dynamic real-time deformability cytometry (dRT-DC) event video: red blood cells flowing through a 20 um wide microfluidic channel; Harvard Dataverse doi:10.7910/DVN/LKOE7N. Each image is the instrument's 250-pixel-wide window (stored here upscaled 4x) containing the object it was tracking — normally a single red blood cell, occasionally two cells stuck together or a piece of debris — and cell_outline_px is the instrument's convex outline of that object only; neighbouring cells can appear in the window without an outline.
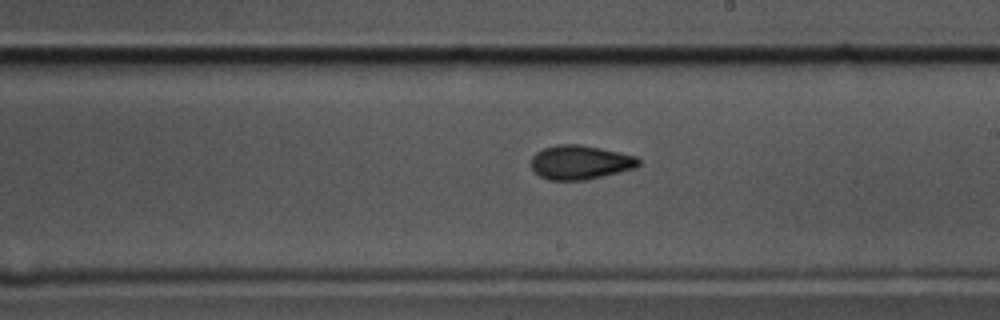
{"species": "common noctule bat (a hibernating species)", "species_latin": "Nyctalus noctula", "temperature_condition": "cold", "stored_images_in_passage": 31, "camera_frame_rate_fps": 3000, "um_per_image_px": 0.085, "animal": {"sex": "male", "body_mass_g": 17.5, "forearm_length_mm": 52.3}, "frame": {"image": 1, "passage_image": 17, "time_ms": 5.333, "image_size_px": [1000, 320], "cell_outline_px": [[640, 164], [636, 168], [584, 180], [548, 180], [540, 176], [532, 168], [532, 156], [536, 152], [544, 148], [556, 144], [580, 144], [600, 148], [636, 156], [640, 160]], "centroid_in_image_um": [49.31, 13.79], "position_along_channel_um": 239.7, "area_um2": 21.27}}
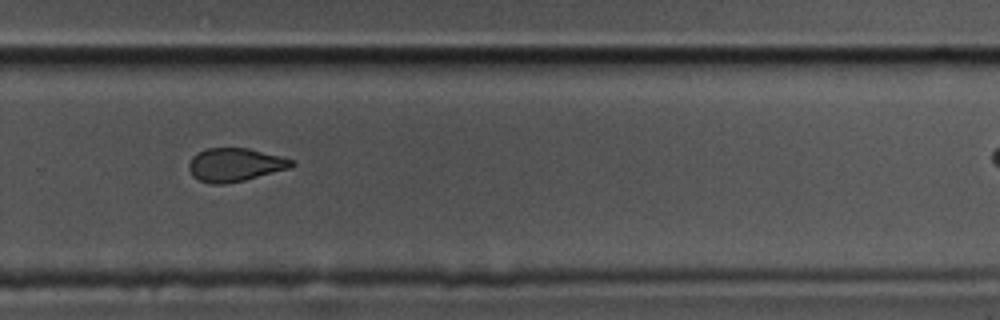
{"frame": {"image": 2, "passage_image": 23, "time_ms": 7.333, "image_size_px": [1000, 320], "cell_outline_px": [[296, 164], [292, 168], [244, 180], [224, 184], [212, 184], [200, 180], [192, 176], [188, 168], [188, 164], [192, 156], [208, 148], [248, 148], [280, 156], [292, 160]], "centroid_in_image_um": [19.98, 14.01], "position_along_channel_um": 309.8, "area_um2": 19.94}}
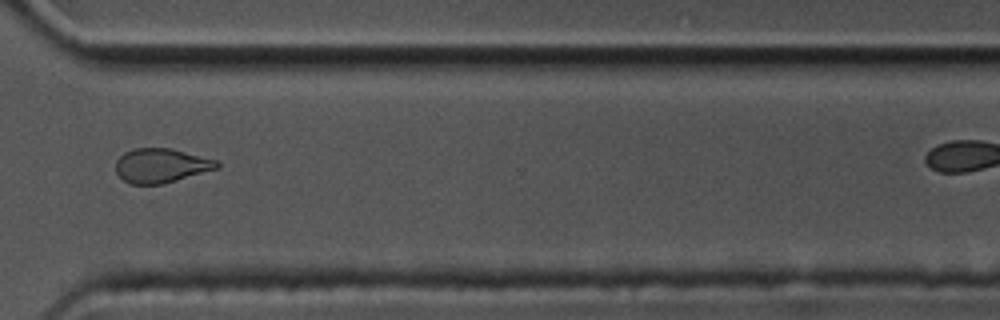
{"frame": {"image": 3, "passage_image": 27, "time_ms": 8.667, "image_size_px": [1000, 320], "cell_outline_px": [[220, 168], [176, 180], [160, 184], [128, 184], [116, 172], [116, 160], [124, 152], [132, 148], [172, 148], [216, 160], [220, 164]], "centroid_in_image_um": [13.69, 14.06], "position_along_channel_um": 356.9, "area_um2": 20.23}}